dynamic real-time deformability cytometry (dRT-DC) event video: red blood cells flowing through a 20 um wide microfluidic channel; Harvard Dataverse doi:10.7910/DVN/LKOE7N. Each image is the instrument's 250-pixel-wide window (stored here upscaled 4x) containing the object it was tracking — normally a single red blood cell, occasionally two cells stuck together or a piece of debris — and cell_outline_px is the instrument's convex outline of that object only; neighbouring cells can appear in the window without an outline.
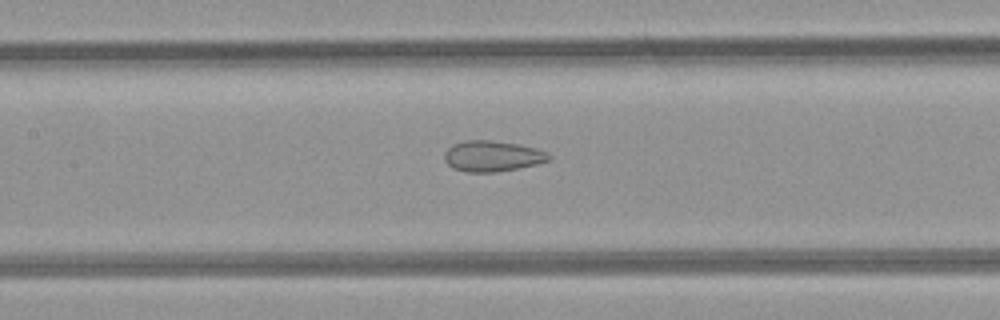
{"species": "common noctule bat (a hibernating species)", "species_latin": "Nyctalus noctula", "temperature_condition": "room temperature", "stored_images_in_passage": 31, "camera_frame_rate_fps": 3000, "um_per_image_px": 0.085, "animal": {"sex": "female", "body_mass_g": 21.9}, "frame": {"image": 1, "passage_image": 14, "time_ms": 4.333, "image_size_px": [1000, 320], "cell_outline_px": [[552, 160], [536, 164], [496, 172], [468, 172], [452, 168], [444, 160], [444, 152], [452, 144], [464, 140], [492, 140], [520, 144], [536, 148], [548, 152], [552, 156]], "centroid_in_image_um": [41.86, 13.26], "position_along_channel_um": 165.5, "area_um2": 18.96}}
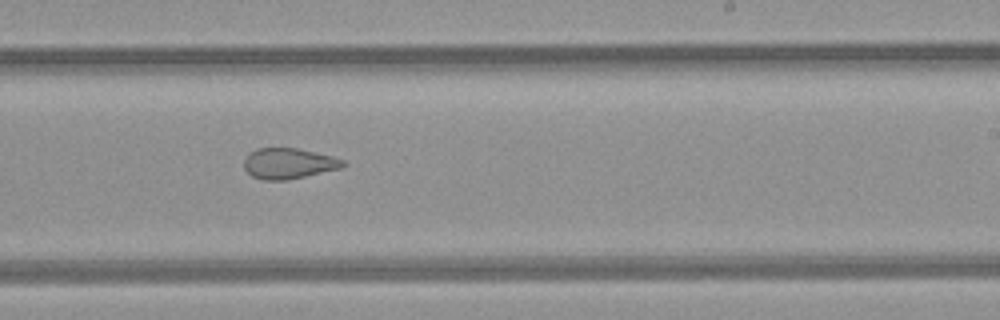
{"frame": {"image": 2, "passage_image": 21, "time_ms": 6.667, "image_size_px": [1000, 320], "cell_outline_px": [[348, 164], [340, 168], [288, 180], [264, 180], [252, 176], [244, 168], [244, 160], [256, 148], [296, 148], [332, 156], [344, 160]], "centroid_in_image_um": [24.55, 13.9], "position_along_channel_um": 264.5, "area_um2": 17.51}}
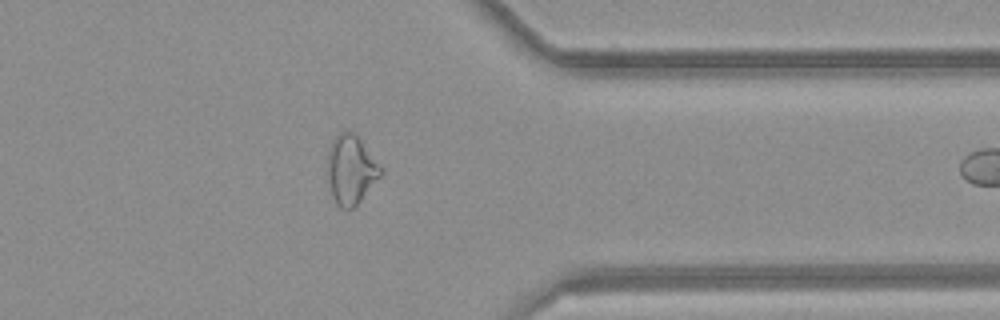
{"frame": {"image": 3, "passage_image": 30, "time_ms": 9.667, "image_size_px": [1000, 320], "cell_outline_px": [[384, 172], [360, 200], [352, 208], [340, 208], [336, 204], [332, 196], [328, 180], [328, 148], [332, 140], [340, 132], [352, 132], [360, 140], [384, 168]], "centroid_in_image_um": [29.83, 14.42], "position_along_channel_um": 381.6, "area_um2": 21.21}}